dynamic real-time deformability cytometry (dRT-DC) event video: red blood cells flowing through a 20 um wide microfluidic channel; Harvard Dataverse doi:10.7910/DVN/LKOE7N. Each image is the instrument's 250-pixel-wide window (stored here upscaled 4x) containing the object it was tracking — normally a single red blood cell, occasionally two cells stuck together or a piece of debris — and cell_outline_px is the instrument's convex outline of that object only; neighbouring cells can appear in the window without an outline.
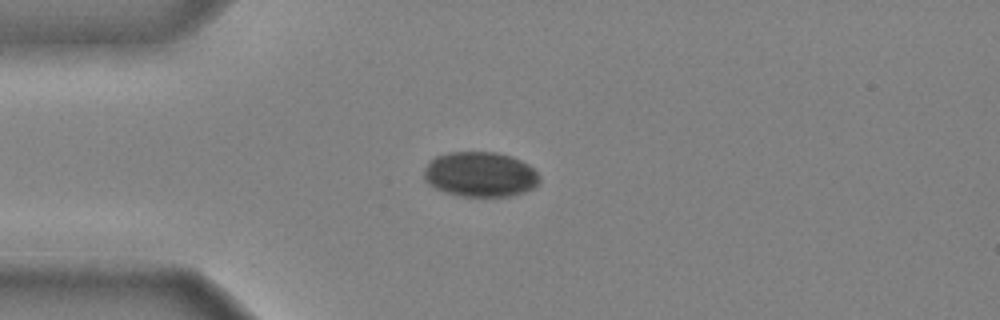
{"species": "common noctule bat (a hibernating species)", "species_latin": "Nyctalus noctula", "temperature_condition": "cold", "stored_images_in_passage": 39, "camera_frame_rate_fps": 3000, "um_per_image_px": 0.085, "animal": {"sex": "male", "body_mass_g": 20.4}, "frame": {"image": 1, "passage_image": 3, "time_ms": 0.667, "image_size_px": [1000, 320], "cell_outline_px": [[540, 180], [532, 188], [524, 192], [512, 196], [460, 196], [444, 192], [428, 184], [424, 180], [424, 168], [428, 160], [436, 156], [448, 152], [496, 152], [512, 156], [528, 164], [540, 176]], "centroid_in_image_um": [40.78, 14.81], "position_along_channel_um": 44.2, "area_um2": 30.52}}
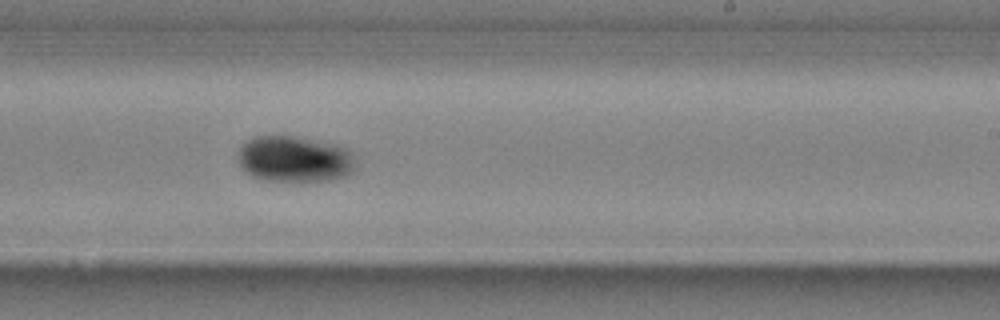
{"frame": {"image": 2, "passage_image": 21, "time_ms": 6.667, "image_size_px": [1000, 320], "cell_outline_px": [[352, 172], [348, 176], [328, 180], [264, 180], [252, 176], [240, 164], [240, 148], [248, 140], [256, 136], [292, 136], [340, 144], [352, 152]], "centroid_in_image_um": [25.07, 13.5], "position_along_channel_um": 263.9, "area_um2": 31.1}}
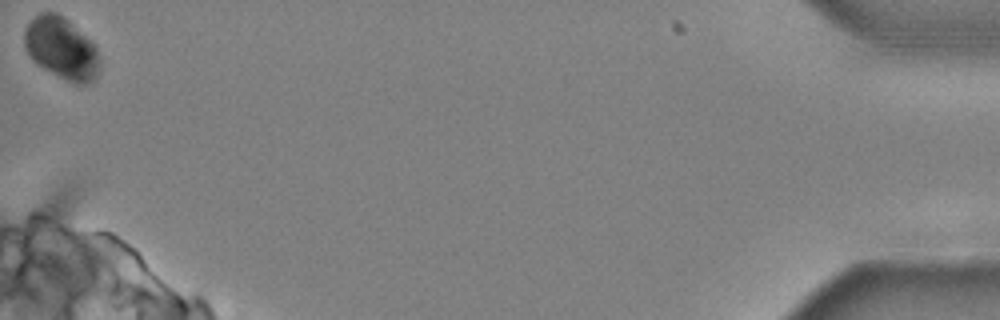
{"frame": {"image": 3, "passage_image": 39, "time_ms": 12.667, "image_size_px": [1000, 320], "cell_outline_px": [[100, 64], [96, 76], [88, 84], [72, 84], [36, 64], [32, 60], [24, 44], [24, 32], [28, 24], [40, 12], [56, 12], [96, 44], [100, 60]], "centroid_in_image_um": [5.24, 4.13], "position_along_channel_um": 430.0, "area_um2": 27.05}}